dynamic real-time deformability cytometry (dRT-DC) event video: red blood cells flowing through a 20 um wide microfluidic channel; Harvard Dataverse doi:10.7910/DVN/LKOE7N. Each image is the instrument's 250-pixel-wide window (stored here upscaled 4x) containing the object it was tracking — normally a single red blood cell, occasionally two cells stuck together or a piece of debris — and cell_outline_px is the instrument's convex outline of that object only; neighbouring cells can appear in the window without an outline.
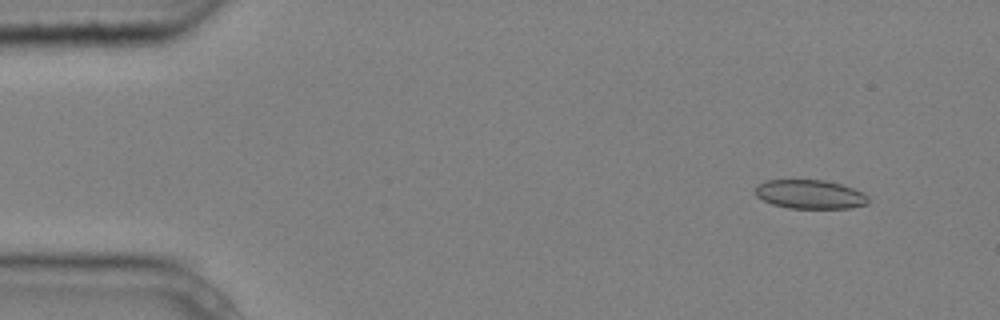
{"species": "common noctule bat (a hibernating species)", "species_latin": "Nyctalus noctula", "temperature_condition": "cold", "stored_images_in_passage": 4, "camera_frame_rate_fps": 3000, "um_per_image_px": 0.085, "animal": {"sex": "male", "body_mass_g": 20.4}, "frame": {"image": 1, "passage_image": 2, "time_ms": 0.333, "image_size_px": [1000, 320], "cell_outline_px": [[868, 204], [852, 208], [788, 208], [772, 204], [756, 196], [756, 184], [768, 180], [824, 180], [840, 184], [864, 192], [868, 196]], "centroid_in_image_um": [68.87, 16.52], "position_along_channel_um": 16.1, "area_um2": 19.07}}
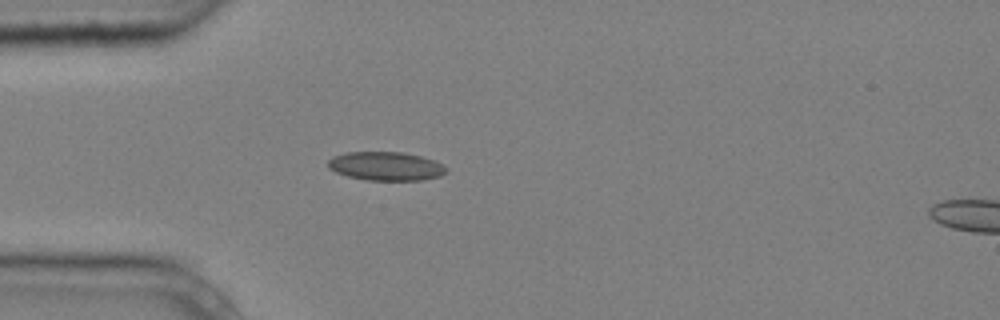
{"frame": {"image": 2, "passage_image": 4, "time_ms": 1.0, "image_size_px": [1000, 320], "cell_outline_px": [[448, 172], [440, 176], [420, 180], [368, 180], [348, 176], [336, 172], [328, 168], [328, 160], [332, 156], [344, 152], [404, 152], [420, 156], [432, 160], [448, 168]], "centroid_in_image_um": [32.78, 14.12], "position_along_channel_um": 52.2, "area_um2": 19.77}}